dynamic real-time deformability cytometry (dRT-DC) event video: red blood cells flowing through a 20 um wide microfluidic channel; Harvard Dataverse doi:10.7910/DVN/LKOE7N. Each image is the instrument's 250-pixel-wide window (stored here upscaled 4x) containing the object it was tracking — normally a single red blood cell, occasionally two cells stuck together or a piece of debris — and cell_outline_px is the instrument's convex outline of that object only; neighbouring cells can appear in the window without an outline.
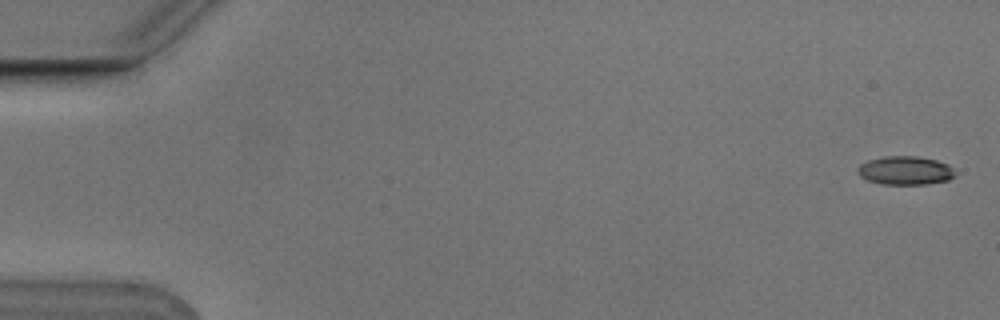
{"species": "Egyptian fruit bat (a non-hibernating species)", "species_latin": "Rousettus aegyptiacus", "temperature_condition": "cold", "stored_images_in_passage": 8, "camera_frame_rate_fps": 3000, "um_per_image_px": 0.085, "animal": {"sex": "male"}, "frame": {"image": 1, "passage_image": 1, "time_ms": 0.0, "image_size_px": [1000, 320], "cell_outline_px": [[956, 176], [948, 180], [924, 184], [880, 184], [868, 180], [860, 176], [856, 172], [856, 168], [860, 164], [868, 160], [884, 156], [916, 156], [936, 160], [948, 164], [952, 168]], "centroid_in_image_um": [76.92, 14.49], "position_along_channel_um": 8.1, "area_um2": 16.3}}
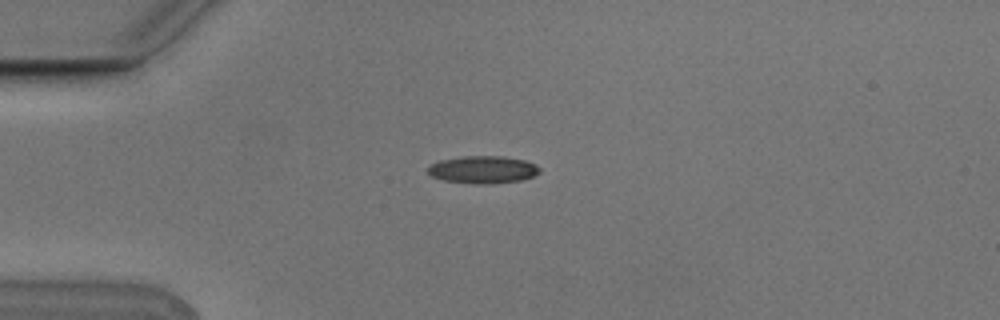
{"frame": {"image": 2, "passage_image": 5, "time_ms": 1.333, "image_size_px": [1000, 320], "cell_outline_px": [[540, 172], [532, 176], [520, 180], [492, 184], [472, 184], [444, 180], [432, 176], [428, 172], [428, 168], [432, 164], [440, 160], [464, 156], [504, 156], [524, 160], [536, 164], [540, 168]], "centroid_in_image_um": [41.07, 14.42], "position_along_channel_um": 43.9, "area_um2": 17.86}}
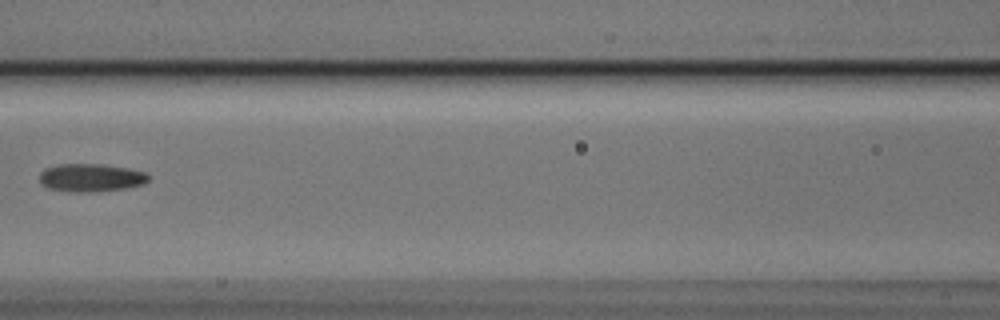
{"frame": {"image": 3, "passage_image": 8, "time_ms": 2.333, "image_size_px": [1000, 320], "cell_outline_px": [[148, 180], [140, 184], [124, 188], [88, 192], [76, 192], [48, 188], [40, 184], [40, 172], [44, 168], [60, 164], [100, 164], [128, 168], [144, 172], [148, 176]], "centroid_in_image_um": [7.66, 15.09], "position_along_channel_um": 158.9, "area_um2": 17.51}}